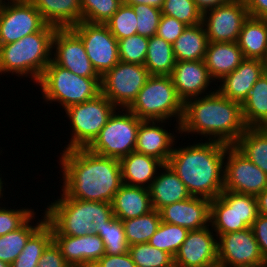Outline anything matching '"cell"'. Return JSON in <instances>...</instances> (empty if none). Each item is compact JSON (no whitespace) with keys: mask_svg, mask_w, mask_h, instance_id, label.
Instances as JSON below:
<instances>
[{"mask_svg":"<svg viewBox=\"0 0 267 267\" xmlns=\"http://www.w3.org/2000/svg\"><path fill=\"white\" fill-rule=\"evenodd\" d=\"M61 151V192L73 199L111 203L123 184L120 160L95 154L88 148Z\"/></svg>","mask_w":267,"mask_h":267,"instance_id":"6da1fadb","label":"cell"},{"mask_svg":"<svg viewBox=\"0 0 267 267\" xmlns=\"http://www.w3.org/2000/svg\"><path fill=\"white\" fill-rule=\"evenodd\" d=\"M247 128L242 104L216 90L184 102L179 137L184 134L190 138L191 134L192 137L200 136L201 141L204 138L205 141H218L232 146Z\"/></svg>","mask_w":267,"mask_h":267,"instance_id":"7a4b0ae2","label":"cell"},{"mask_svg":"<svg viewBox=\"0 0 267 267\" xmlns=\"http://www.w3.org/2000/svg\"><path fill=\"white\" fill-rule=\"evenodd\" d=\"M177 142L167 164L183 181L190 195L210 201L219 196L224 190V161L230 145L198 140L179 147Z\"/></svg>","mask_w":267,"mask_h":267,"instance_id":"3957f363","label":"cell"},{"mask_svg":"<svg viewBox=\"0 0 267 267\" xmlns=\"http://www.w3.org/2000/svg\"><path fill=\"white\" fill-rule=\"evenodd\" d=\"M60 194L44 209L46 221L52 226V235L80 237L98 234L114 217L111 203L78 200L64 192Z\"/></svg>","mask_w":267,"mask_h":267,"instance_id":"277c9868","label":"cell"},{"mask_svg":"<svg viewBox=\"0 0 267 267\" xmlns=\"http://www.w3.org/2000/svg\"><path fill=\"white\" fill-rule=\"evenodd\" d=\"M56 27L46 25L41 31L26 35L14 43L0 45V74L29 78L37 84L52 61V38ZM21 77V78H20Z\"/></svg>","mask_w":267,"mask_h":267,"instance_id":"5b68a950","label":"cell"},{"mask_svg":"<svg viewBox=\"0 0 267 267\" xmlns=\"http://www.w3.org/2000/svg\"><path fill=\"white\" fill-rule=\"evenodd\" d=\"M101 78L75 75L53 60L46 66L36 86L47 104H60L62 110L95 98L101 93ZM49 102V103H48Z\"/></svg>","mask_w":267,"mask_h":267,"instance_id":"8992f818","label":"cell"},{"mask_svg":"<svg viewBox=\"0 0 267 267\" xmlns=\"http://www.w3.org/2000/svg\"><path fill=\"white\" fill-rule=\"evenodd\" d=\"M183 106L184 103L177 95L171 76L151 75L127 109L140 120L174 119L175 133L180 134L179 124Z\"/></svg>","mask_w":267,"mask_h":267,"instance_id":"52a82bcc","label":"cell"},{"mask_svg":"<svg viewBox=\"0 0 267 267\" xmlns=\"http://www.w3.org/2000/svg\"><path fill=\"white\" fill-rule=\"evenodd\" d=\"M117 107L102 93L95 98L65 109L71 131L69 142L63 150L87 148L107 124Z\"/></svg>","mask_w":267,"mask_h":267,"instance_id":"ba28073f","label":"cell"},{"mask_svg":"<svg viewBox=\"0 0 267 267\" xmlns=\"http://www.w3.org/2000/svg\"><path fill=\"white\" fill-rule=\"evenodd\" d=\"M255 196L223 190L211 200L210 226L216 235L242 231L258 217Z\"/></svg>","mask_w":267,"mask_h":267,"instance_id":"9c48e42d","label":"cell"},{"mask_svg":"<svg viewBox=\"0 0 267 267\" xmlns=\"http://www.w3.org/2000/svg\"><path fill=\"white\" fill-rule=\"evenodd\" d=\"M142 121L130 110L117 108L87 148L95 154L120 160L135 151L137 132Z\"/></svg>","mask_w":267,"mask_h":267,"instance_id":"30bf717a","label":"cell"},{"mask_svg":"<svg viewBox=\"0 0 267 267\" xmlns=\"http://www.w3.org/2000/svg\"><path fill=\"white\" fill-rule=\"evenodd\" d=\"M150 76L144 65L119 61L101 77V93L117 108L127 109Z\"/></svg>","mask_w":267,"mask_h":267,"instance_id":"8fae6325","label":"cell"},{"mask_svg":"<svg viewBox=\"0 0 267 267\" xmlns=\"http://www.w3.org/2000/svg\"><path fill=\"white\" fill-rule=\"evenodd\" d=\"M71 29L81 38L87 56L100 77L120 61L118 40L106 24L81 21Z\"/></svg>","mask_w":267,"mask_h":267,"instance_id":"7c38bea8","label":"cell"},{"mask_svg":"<svg viewBox=\"0 0 267 267\" xmlns=\"http://www.w3.org/2000/svg\"><path fill=\"white\" fill-rule=\"evenodd\" d=\"M46 25L30 0H8L0 4V45L14 43Z\"/></svg>","mask_w":267,"mask_h":267,"instance_id":"4fadbf2b","label":"cell"},{"mask_svg":"<svg viewBox=\"0 0 267 267\" xmlns=\"http://www.w3.org/2000/svg\"><path fill=\"white\" fill-rule=\"evenodd\" d=\"M218 267H260L267 260L260 252L251 227L217 235Z\"/></svg>","mask_w":267,"mask_h":267,"instance_id":"5bb4252c","label":"cell"},{"mask_svg":"<svg viewBox=\"0 0 267 267\" xmlns=\"http://www.w3.org/2000/svg\"><path fill=\"white\" fill-rule=\"evenodd\" d=\"M267 188V174L233 145L226 149L224 190L257 196Z\"/></svg>","mask_w":267,"mask_h":267,"instance_id":"9a60e30c","label":"cell"},{"mask_svg":"<svg viewBox=\"0 0 267 267\" xmlns=\"http://www.w3.org/2000/svg\"><path fill=\"white\" fill-rule=\"evenodd\" d=\"M249 17L244 0H233L203 13L202 23L209 42H237Z\"/></svg>","mask_w":267,"mask_h":267,"instance_id":"2e32d148","label":"cell"},{"mask_svg":"<svg viewBox=\"0 0 267 267\" xmlns=\"http://www.w3.org/2000/svg\"><path fill=\"white\" fill-rule=\"evenodd\" d=\"M52 60L75 75L101 78L93 68L81 38L71 28H57L52 38Z\"/></svg>","mask_w":267,"mask_h":267,"instance_id":"e0dca14e","label":"cell"},{"mask_svg":"<svg viewBox=\"0 0 267 267\" xmlns=\"http://www.w3.org/2000/svg\"><path fill=\"white\" fill-rule=\"evenodd\" d=\"M175 267H218L217 235L209 226L191 230L174 256Z\"/></svg>","mask_w":267,"mask_h":267,"instance_id":"ac0fdd59","label":"cell"},{"mask_svg":"<svg viewBox=\"0 0 267 267\" xmlns=\"http://www.w3.org/2000/svg\"><path fill=\"white\" fill-rule=\"evenodd\" d=\"M170 76L183 103L217 90V87L214 88L217 84L210 76L204 60L176 61ZM212 83L214 86H211Z\"/></svg>","mask_w":267,"mask_h":267,"instance_id":"d6986e66","label":"cell"},{"mask_svg":"<svg viewBox=\"0 0 267 267\" xmlns=\"http://www.w3.org/2000/svg\"><path fill=\"white\" fill-rule=\"evenodd\" d=\"M52 241L71 267H92L105 254L102 238L94 233L80 237L52 235Z\"/></svg>","mask_w":267,"mask_h":267,"instance_id":"ffe728a7","label":"cell"},{"mask_svg":"<svg viewBox=\"0 0 267 267\" xmlns=\"http://www.w3.org/2000/svg\"><path fill=\"white\" fill-rule=\"evenodd\" d=\"M167 120H143L137 132L135 151L160 160L167 164L179 134L171 133ZM166 123V124H165ZM166 128V129H165ZM169 131V132H168Z\"/></svg>","mask_w":267,"mask_h":267,"instance_id":"44dd1931","label":"cell"},{"mask_svg":"<svg viewBox=\"0 0 267 267\" xmlns=\"http://www.w3.org/2000/svg\"><path fill=\"white\" fill-rule=\"evenodd\" d=\"M211 201L202 197H189L163 207L159 212L161 221L191 230L210 225Z\"/></svg>","mask_w":267,"mask_h":267,"instance_id":"7402d4cb","label":"cell"},{"mask_svg":"<svg viewBox=\"0 0 267 267\" xmlns=\"http://www.w3.org/2000/svg\"><path fill=\"white\" fill-rule=\"evenodd\" d=\"M265 72L264 60L245 58L234 71L219 81L217 90L226 98L242 104Z\"/></svg>","mask_w":267,"mask_h":267,"instance_id":"603a6c76","label":"cell"},{"mask_svg":"<svg viewBox=\"0 0 267 267\" xmlns=\"http://www.w3.org/2000/svg\"><path fill=\"white\" fill-rule=\"evenodd\" d=\"M152 208L160 211L163 207L191 197L183 181L173 169L164 164L149 188Z\"/></svg>","mask_w":267,"mask_h":267,"instance_id":"cb8c5ba5","label":"cell"},{"mask_svg":"<svg viewBox=\"0 0 267 267\" xmlns=\"http://www.w3.org/2000/svg\"><path fill=\"white\" fill-rule=\"evenodd\" d=\"M237 42H209L204 62L212 79L217 83L234 71L244 60Z\"/></svg>","mask_w":267,"mask_h":267,"instance_id":"d4e9b609","label":"cell"},{"mask_svg":"<svg viewBox=\"0 0 267 267\" xmlns=\"http://www.w3.org/2000/svg\"><path fill=\"white\" fill-rule=\"evenodd\" d=\"M120 164L123 184L147 189L164 165L160 160L137 151L122 157Z\"/></svg>","mask_w":267,"mask_h":267,"instance_id":"484cf974","label":"cell"},{"mask_svg":"<svg viewBox=\"0 0 267 267\" xmlns=\"http://www.w3.org/2000/svg\"><path fill=\"white\" fill-rule=\"evenodd\" d=\"M111 205L114 216L121 221L145 215L153 210L147 188L126 184L120 186Z\"/></svg>","mask_w":267,"mask_h":267,"instance_id":"4316f807","label":"cell"},{"mask_svg":"<svg viewBox=\"0 0 267 267\" xmlns=\"http://www.w3.org/2000/svg\"><path fill=\"white\" fill-rule=\"evenodd\" d=\"M48 25L71 28L82 21L80 0H30Z\"/></svg>","mask_w":267,"mask_h":267,"instance_id":"83f0119b","label":"cell"},{"mask_svg":"<svg viewBox=\"0 0 267 267\" xmlns=\"http://www.w3.org/2000/svg\"><path fill=\"white\" fill-rule=\"evenodd\" d=\"M237 43L244 58L265 60L267 57V18L249 16L243 23Z\"/></svg>","mask_w":267,"mask_h":267,"instance_id":"f1b7e54d","label":"cell"},{"mask_svg":"<svg viewBox=\"0 0 267 267\" xmlns=\"http://www.w3.org/2000/svg\"><path fill=\"white\" fill-rule=\"evenodd\" d=\"M208 43L203 23L187 26L172 44L176 61L204 60Z\"/></svg>","mask_w":267,"mask_h":267,"instance_id":"f546056e","label":"cell"},{"mask_svg":"<svg viewBox=\"0 0 267 267\" xmlns=\"http://www.w3.org/2000/svg\"><path fill=\"white\" fill-rule=\"evenodd\" d=\"M242 113L247 127H261L267 124V71L256 81L246 100Z\"/></svg>","mask_w":267,"mask_h":267,"instance_id":"4dcf8cb0","label":"cell"},{"mask_svg":"<svg viewBox=\"0 0 267 267\" xmlns=\"http://www.w3.org/2000/svg\"><path fill=\"white\" fill-rule=\"evenodd\" d=\"M35 213L22 227L16 231L0 236V260L11 265L22 252L29 237L46 221L45 211L41 219H36ZM33 223V224H32Z\"/></svg>","mask_w":267,"mask_h":267,"instance_id":"1f68e13d","label":"cell"},{"mask_svg":"<svg viewBox=\"0 0 267 267\" xmlns=\"http://www.w3.org/2000/svg\"><path fill=\"white\" fill-rule=\"evenodd\" d=\"M176 59L172 44L154 35L149 38L144 66L150 75L170 76Z\"/></svg>","mask_w":267,"mask_h":267,"instance_id":"d6a6232c","label":"cell"},{"mask_svg":"<svg viewBox=\"0 0 267 267\" xmlns=\"http://www.w3.org/2000/svg\"><path fill=\"white\" fill-rule=\"evenodd\" d=\"M233 146L267 174L266 129L248 127Z\"/></svg>","mask_w":267,"mask_h":267,"instance_id":"836d02e7","label":"cell"},{"mask_svg":"<svg viewBox=\"0 0 267 267\" xmlns=\"http://www.w3.org/2000/svg\"><path fill=\"white\" fill-rule=\"evenodd\" d=\"M52 242V226L45 221L27 240L11 267H37L46 247Z\"/></svg>","mask_w":267,"mask_h":267,"instance_id":"e575fe53","label":"cell"},{"mask_svg":"<svg viewBox=\"0 0 267 267\" xmlns=\"http://www.w3.org/2000/svg\"><path fill=\"white\" fill-rule=\"evenodd\" d=\"M128 245L149 242L161 224L160 212L153 209L149 213L127 220H122Z\"/></svg>","mask_w":267,"mask_h":267,"instance_id":"d590c367","label":"cell"},{"mask_svg":"<svg viewBox=\"0 0 267 267\" xmlns=\"http://www.w3.org/2000/svg\"><path fill=\"white\" fill-rule=\"evenodd\" d=\"M189 230L179 225L162 222L152 235L149 244L169 253L173 258L185 241Z\"/></svg>","mask_w":267,"mask_h":267,"instance_id":"8d00e7d4","label":"cell"},{"mask_svg":"<svg viewBox=\"0 0 267 267\" xmlns=\"http://www.w3.org/2000/svg\"><path fill=\"white\" fill-rule=\"evenodd\" d=\"M128 252L137 267H173L174 258L148 242L129 246Z\"/></svg>","mask_w":267,"mask_h":267,"instance_id":"74e56055","label":"cell"},{"mask_svg":"<svg viewBox=\"0 0 267 267\" xmlns=\"http://www.w3.org/2000/svg\"><path fill=\"white\" fill-rule=\"evenodd\" d=\"M106 25L117 40L130 37L137 34V15L132 6L123 2Z\"/></svg>","mask_w":267,"mask_h":267,"instance_id":"f35d334b","label":"cell"},{"mask_svg":"<svg viewBox=\"0 0 267 267\" xmlns=\"http://www.w3.org/2000/svg\"><path fill=\"white\" fill-rule=\"evenodd\" d=\"M99 235L105 247V254L119 255L125 254L129 250L122 221L115 216L106 223V226L99 231Z\"/></svg>","mask_w":267,"mask_h":267,"instance_id":"ab89813d","label":"cell"},{"mask_svg":"<svg viewBox=\"0 0 267 267\" xmlns=\"http://www.w3.org/2000/svg\"><path fill=\"white\" fill-rule=\"evenodd\" d=\"M162 15L177 19L187 26L202 23V12L197 8L194 0H164Z\"/></svg>","mask_w":267,"mask_h":267,"instance_id":"60d3db41","label":"cell"},{"mask_svg":"<svg viewBox=\"0 0 267 267\" xmlns=\"http://www.w3.org/2000/svg\"><path fill=\"white\" fill-rule=\"evenodd\" d=\"M122 3L121 0H80L82 21L106 24Z\"/></svg>","mask_w":267,"mask_h":267,"instance_id":"b9f144b4","label":"cell"},{"mask_svg":"<svg viewBox=\"0 0 267 267\" xmlns=\"http://www.w3.org/2000/svg\"><path fill=\"white\" fill-rule=\"evenodd\" d=\"M149 38L134 34L118 40V51L120 61L144 65L148 49Z\"/></svg>","mask_w":267,"mask_h":267,"instance_id":"7bdbcfd3","label":"cell"},{"mask_svg":"<svg viewBox=\"0 0 267 267\" xmlns=\"http://www.w3.org/2000/svg\"><path fill=\"white\" fill-rule=\"evenodd\" d=\"M2 205H4L2 207ZM6 204H0V236H3L9 232L16 231L22 227L36 212L35 209L31 208H21L13 209ZM10 208V209H9Z\"/></svg>","mask_w":267,"mask_h":267,"instance_id":"ee69618b","label":"cell"},{"mask_svg":"<svg viewBox=\"0 0 267 267\" xmlns=\"http://www.w3.org/2000/svg\"><path fill=\"white\" fill-rule=\"evenodd\" d=\"M132 6L137 15V34L150 38L156 35L159 21L162 15L160 9L143 4H134Z\"/></svg>","mask_w":267,"mask_h":267,"instance_id":"f6af8a7d","label":"cell"},{"mask_svg":"<svg viewBox=\"0 0 267 267\" xmlns=\"http://www.w3.org/2000/svg\"><path fill=\"white\" fill-rule=\"evenodd\" d=\"M187 28V25L177 19L161 15L156 35L173 44Z\"/></svg>","mask_w":267,"mask_h":267,"instance_id":"bcb514c9","label":"cell"},{"mask_svg":"<svg viewBox=\"0 0 267 267\" xmlns=\"http://www.w3.org/2000/svg\"><path fill=\"white\" fill-rule=\"evenodd\" d=\"M37 267H71L52 241L44 250Z\"/></svg>","mask_w":267,"mask_h":267,"instance_id":"7dc6e473","label":"cell"},{"mask_svg":"<svg viewBox=\"0 0 267 267\" xmlns=\"http://www.w3.org/2000/svg\"><path fill=\"white\" fill-rule=\"evenodd\" d=\"M92 267H137L129 252L119 255L104 254Z\"/></svg>","mask_w":267,"mask_h":267,"instance_id":"c3c4849f","label":"cell"},{"mask_svg":"<svg viewBox=\"0 0 267 267\" xmlns=\"http://www.w3.org/2000/svg\"><path fill=\"white\" fill-rule=\"evenodd\" d=\"M254 237L258 242L260 252L267 260V217L258 215L251 226Z\"/></svg>","mask_w":267,"mask_h":267,"instance_id":"681fc988","label":"cell"},{"mask_svg":"<svg viewBox=\"0 0 267 267\" xmlns=\"http://www.w3.org/2000/svg\"><path fill=\"white\" fill-rule=\"evenodd\" d=\"M248 14L255 18H267V0H244Z\"/></svg>","mask_w":267,"mask_h":267,"instance_id":"f907efd6","label":"cell"},{"mask_svg":"<svg viewBox=\"0 0 267 267\" xmlns=\"http://www.w3.org/2000/svg\"><path fill=\"white\" fill-rule=\"evenodd\" d=\"M197 8L202 12L213 9L220 5H224L232 2L233 0H194Z\"/></svg>","mask_w":267,"mask_h":267,"instance_id":"816d5d0a","label":"cell"},{"mask_svg":"<svg viewBox=\"0 0 267 267\" xmlns=\"http://www.w3.org/2000/svg\"><path fill=\"white\" fill-rule=\"evenodd\" d=\"M258 213L267 217V188L256 196Z\"/></svg>","mask_w":267,"mask_h":267,"instance_id":"f5cc1de1","label":"cell"},{"mask_svg":"<svg viewBox=\"0 0 267 267\" xmlns=\"http://www.w3.org/2000/svg\"><path fill=\"white\" fill-rule=\"evenodd\" d=\"M126 3L128 5H134V4L149 5L161 10L164 4V0H128Z\"/></svg>","mask_w":267,"mask_h":267,"instance_id":"db71d44e","label":"cell"},{"mask_svg":"<svg viewBox=\"0 0 267 267\" xmlns=\"http://www.w3.org/2000/svg\"><path fill=\"white\" fill-rule=\"evenodd\" d=\"M0 172H1V171H0ZM0 176H1V177H0V201H1L0 204H1V203H3L1 198H3V196H4V192H5V191H4V189H5V188H4V185L6 186V183H4V181H3L4 178L2 177V174H1V173H0ZM2 179H3V180H2ZM3 184H4V185H3Z\"/></svg>","mask_w":267,"mask_h":267,"instance_id":"11a10c76","label":"cell"},{"mask_svg":"<svg viewBox=\"0 0 267 267\" xmlns=\"http://www.w3.org/2000/svg\"><path fill=\"white\" fill-rule=\"evenodd\" d=\"M0 267H11V265H9V264H7V263H5V262H2V261L0 260Z\"/></svg>","mask_w":267,"mask_h":267,"instance_id":"9f6ffc18","label":"cell"},{"mask_svg":"<svg viewBox=\"0 0 267 267\" xmlns=\"http://www.w3.org/2000/svg\"><path fill=\"white\" fill-rule=\"evenodd\" d=\"M264 62H265V69H266V71H267V57H266V59L264 60Z\"/></svg>","mask_w":267,"mask_h":267,"instance_id":"6f0895ef","label":"cell"},{"mask_svg":"<svg viewBox=\"0 0 267 267\" xmlns=\"http://www.w3.org/2000/svg\"><path fill=\"white\" fill-rule=\"evenodd\" d=\"M5 1H8V0H0V4L3 3V2H5Z\"/></svg>","mask_w":267,"mask_h":267,"instance_id":"680465c9","label":"cell"}]
</instances>
